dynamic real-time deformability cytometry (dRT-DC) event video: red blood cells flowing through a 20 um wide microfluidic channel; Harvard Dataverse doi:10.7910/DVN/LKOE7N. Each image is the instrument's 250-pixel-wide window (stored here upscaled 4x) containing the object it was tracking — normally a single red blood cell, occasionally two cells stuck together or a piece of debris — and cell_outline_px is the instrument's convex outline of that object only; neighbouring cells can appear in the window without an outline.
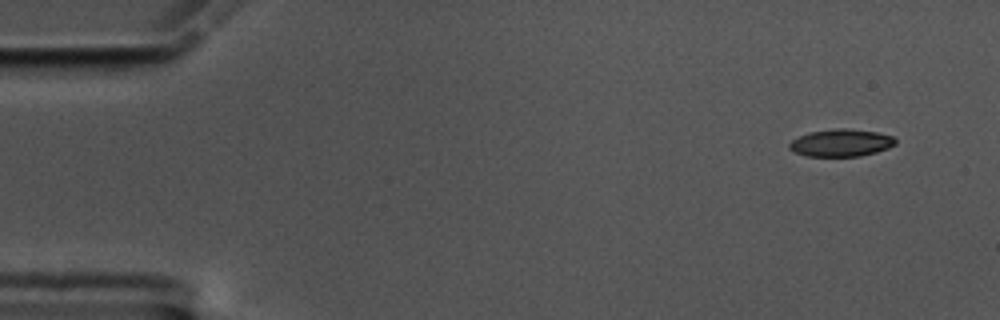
{"species": "common noctule bat (a hibernating species)", "species_latin": "Nyctalus noctula", "temperature_condition": "cold", "stored_images_in_passage": 54, "camera_frame_rate_fps": 3000, "um_per_image_px": 0.085, "animal": {"sex": "male", "body_mass_g": 17.5, "forearm_length_mm": 52.3}, "frame": {"image": 1, "passage_image": 1, "time_ms": 0.0, "image_size_px": [1000, 320], "cell_outline_px": [[896, 144], [888, 148], [876, 152], [860, 156], [804, 156], [788, 148], [788, 144], [792, 140], [808, 132], [836, 128], [844, 128], [876, 132], [892, 136], [896, 140]], "centroid_in_image_um": [71.48, 12.14], "position_along_channel_um": 13.5, "area_um2": 16.88}}
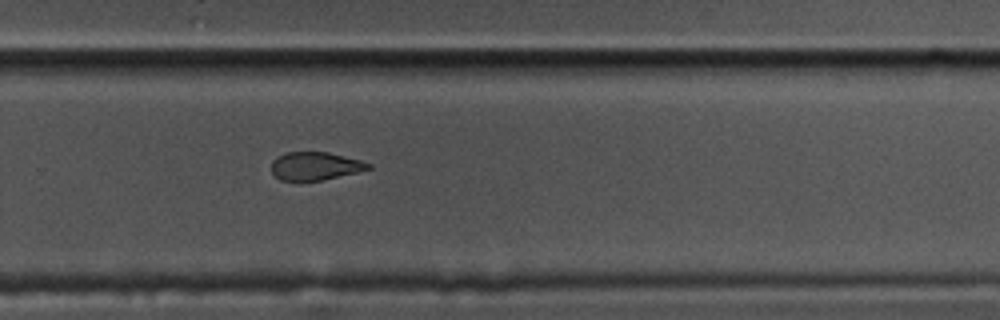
{"frame": {"image": 2, "passage_image": 35, "time_ms": 11.333, "image_size_px": [1000, 320], "cell_outline_px": [[372, 168], [356, 172], [320, 180], [296, 184], [280, 180], [272, 172], [272, 160], [276, 156], [284, 152], [328, 152], [360, 160], [372, 164]], "centroid_in_image_um": [26.72, 14.14], "position_along_channel_um": 303.1, "area_um2": 16.3}}
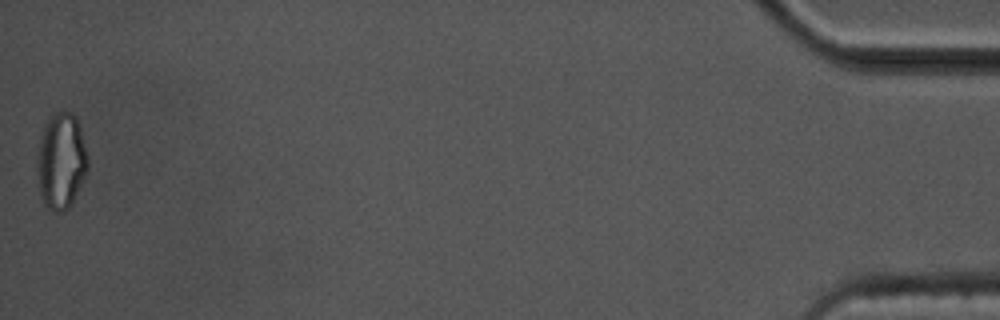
{"frame": {"image": 3, "passage_image": 54, "time_ms": 17.667, "image_size_px": [1000, 320], "cell_outline_px": [[88, 168], [72, 204], [64, 212], [52, 212], [44, 204], [40, 192], [36, 168], [36, 156], [40, 136], [44, 124], [48, 116], [64, 108], [72, 112], [76, 116], [80, 128], [88, 156]], "centroid_in_image_um": [5.18, 13.64], "position_along_channel_um": 430.0, "area_um2": 29.07}, "authors_computed_cell_mechanics": {"area_um2": 17.8602, "velocity_mm_per_s": 3.5258, "shape_relaxation_time_tau1_ms": null, "shape_relaxation_time_tau2_ms": 3.1351, "deformation_change_tau1": null, "deformation_change_tau2": 0.0956}}